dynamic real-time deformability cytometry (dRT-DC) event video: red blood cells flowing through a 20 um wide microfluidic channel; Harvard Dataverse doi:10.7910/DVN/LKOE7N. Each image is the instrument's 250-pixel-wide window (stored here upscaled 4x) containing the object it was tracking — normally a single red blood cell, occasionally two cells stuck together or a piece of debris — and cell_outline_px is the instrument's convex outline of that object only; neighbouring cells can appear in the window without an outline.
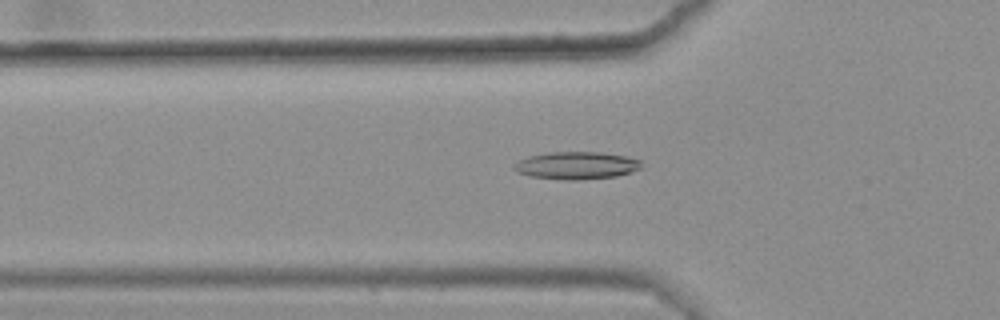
{"species": "common noctule bat (a hibernating species)", "species_latin": "Nyctalus noctula", "temperature_condition": "warm", "stored_images_in_passage": 49, "camera_frame_rate_fps": 3000, "um_per_image_px": 0.085, "animal": {"sex": "female", "body_mass_g": 25.1}, "frame": {"image": 1, "passage_image": 19, "time_ms": 6.0, "image_size_px": [1000, 320], "cell_outline_px": [[640, 168], [616, 176], [580, 180], [568, 180], [528, 176], [516, 172], [512, 168], [520, 160], [528, 156], [548, 152], [600, 152], [624, 156], [640, 160]], "centroid_in_image_um": [48.94, 14.06], "position_along_channel_um": 76.9, "area_um2": 20.23}}
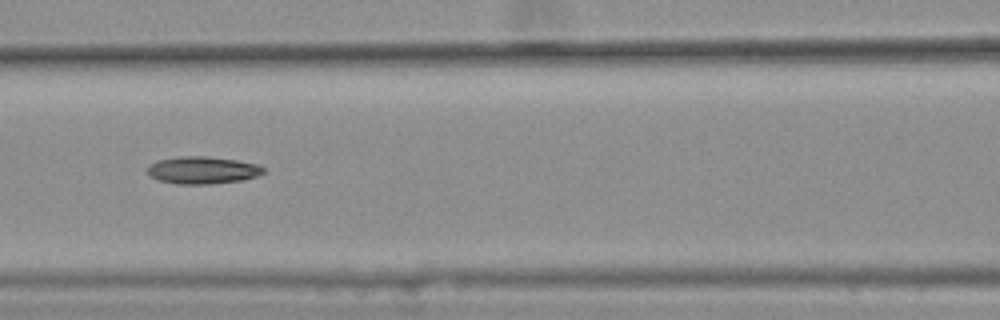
{"frame": {"image": 2, "passage_image": 25, "time_ms": 8.0, "image_size_px": [1000, 320], "cell_outline_px": [[264, 172], [256, 176], [240, 180], [208, 184], [176, 184], [156, 180], [148, 176], [148, 164], [156, 160], [176, 156], [204, 156], [236, 160], [260, 164], [264, 168]], "centroid_in_image_um": [17.15, 14.46], "position_along_channel_um": 149.5, "area_um2": 18.67}}
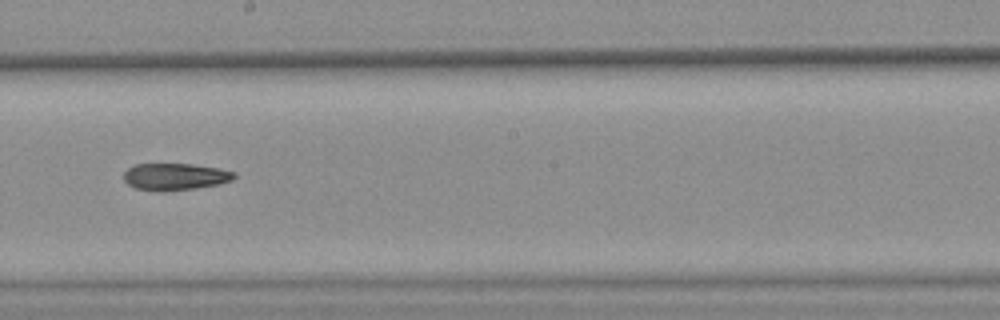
{"frame": {"image": 3, "passage_image": 32, "time_ms": 10.333, "image_size_px": [1000, 320], "cell_outline_px": [[236, 176], [232, 180], [220, 184], [196, 188], [160, 192], [136, 188], [128, 184], [124, 180], [124, 172], [128, 168], [136, 164], [192, 164], [216, 168], [236, 172]], "centroid_in_image_um": [14.88, 15.02], "position_along_channel_um": 233.3, "area_um2": 17.34}}